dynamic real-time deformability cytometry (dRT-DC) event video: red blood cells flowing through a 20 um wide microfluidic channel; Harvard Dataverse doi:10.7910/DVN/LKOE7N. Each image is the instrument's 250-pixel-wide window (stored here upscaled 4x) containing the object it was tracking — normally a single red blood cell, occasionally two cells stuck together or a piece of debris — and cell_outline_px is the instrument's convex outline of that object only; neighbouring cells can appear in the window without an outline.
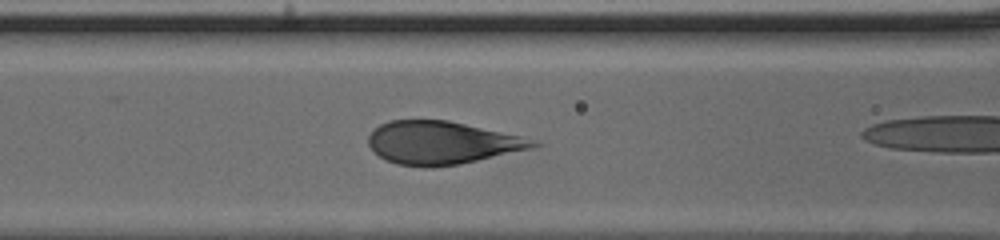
{"species": "human", "species_latin": "Homo sapiens", "temperature_condition": "cold", "stored_images_in_passage": 11, "camera_frame_rate_fps": 3000, "um_per_image_px": 0.085, "donor": {"sex": "male"}, "frame": {"image": 1, "passage_image": 10, "time_ms": 3.0, "image_size_px": [1000, 240], "cell_outline_px": [[544, 144], [532, 148], [460, 164], [396, 164], [384, 160], [368, 144], [368, 136], [380, 124], [388, 120], [448, 120], [520, 136]], "centroid_in_image_um": [37.55, 12.1], "position_along_channel_um": 129.1, "area_um2": 40.06}}